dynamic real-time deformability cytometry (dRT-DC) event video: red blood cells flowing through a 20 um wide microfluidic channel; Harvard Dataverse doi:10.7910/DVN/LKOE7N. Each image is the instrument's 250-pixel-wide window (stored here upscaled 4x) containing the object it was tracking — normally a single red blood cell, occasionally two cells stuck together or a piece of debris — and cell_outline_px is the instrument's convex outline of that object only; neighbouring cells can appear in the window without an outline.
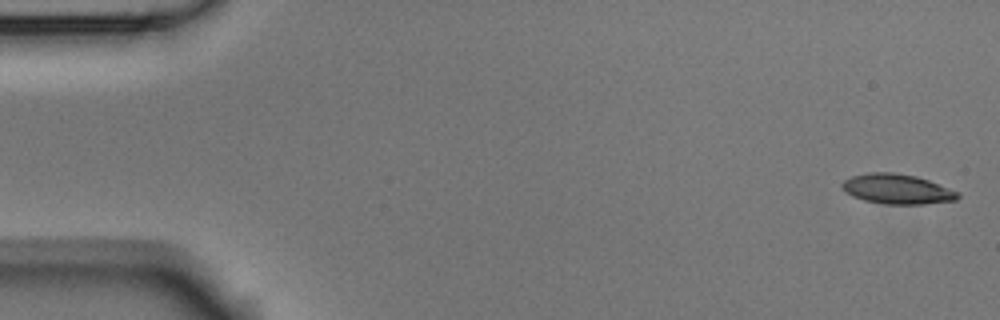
{"species": "Egyptian fruit bat (a non-hibernating species)", "species_latin": "Rousettus aegyptiacus", "temperature_condition": "room temperature", "stored_images_in_passage": 5, "camera_frame_rate_fps": 3000, "um_per_image_px": 0.085, "animal": {"sex": "male"}, "frame": {"image": 1, "passage_image": 1, "time_ms": 0.0, "image_size_px": [1000, 320], "cell_outline_px": [[960, 196], [956, 200], [924, 204], [888, 204], [864, 200], [852, 196], [840, 184], [844, 180], [852, 176], [872, 172], [892, 172], [916, 176], [928, 180], [960, 192]], "centroid_in_image_um": [76.29, 16.07], "position_along_channel_um": 8.7, "area_um2": 20.0}}